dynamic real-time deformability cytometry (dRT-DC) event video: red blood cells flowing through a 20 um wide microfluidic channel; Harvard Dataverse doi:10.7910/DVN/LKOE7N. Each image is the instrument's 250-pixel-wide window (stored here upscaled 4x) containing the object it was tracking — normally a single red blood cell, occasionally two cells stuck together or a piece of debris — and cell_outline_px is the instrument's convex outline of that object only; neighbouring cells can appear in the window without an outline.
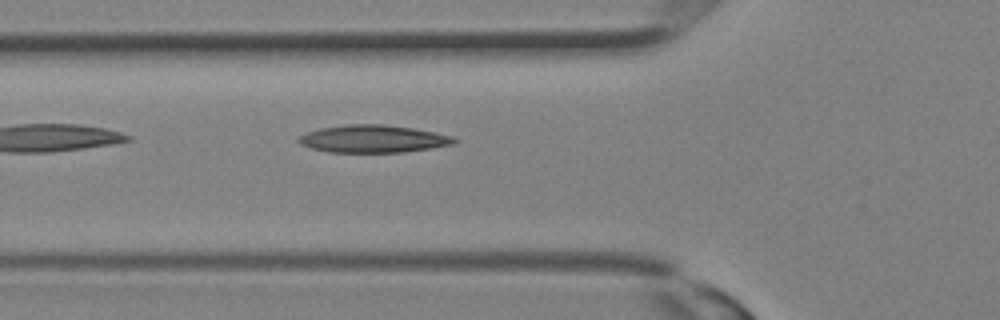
{"species": "Egyptian fruit bat (a non-hibernating species)", "species_latin": "Rousettus aegyptiacus", "temperature_condition": "room temperature", "stored_images_in_passage": 15, "camera_frame_rate_fps": 3000, "um_per_image_px": 0.085, "animal": {"sex": "female"}, "frame": {"image": 1, "passage_image": 11, "time_ms": 3.333, "image_size_px": [1000, 320], "cell_outline_px": [[460, 140], [452, 144], [432, 148], [404, 152], [328, 152], [312, 148], [300, 144], [296, 140], [304, 132], [320, 128], [344, 124], [380, 124], [412, 128], [456, 136]], "centroid_in_image_um": [31.72, 11.8], "position_along_channel_um": 94.1, "area_um2": 25.14}}
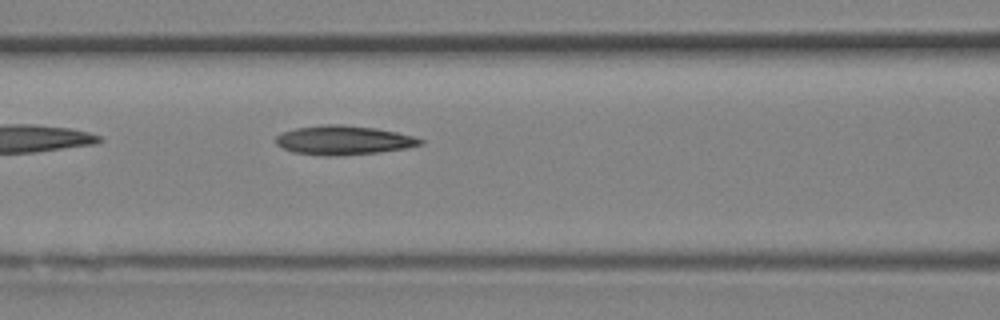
{"frame": {"image": 2, "passage_image": 13, "time_ms": 4.0, "image_size_px": [1000, 320], "cell_outline_px": [[424, 144], [408, 148], [380, 152], [340, 156], [324, 156], [292, 152], [276, 144], [276, 136], [284, 132], [296, 128], [320, 124], [344, 124], [376, 128], [396, 132], [412, 136], [424, 140]], "centroid_in_image_um": [29.22, 11.92], "position_along_channel_um": 137.4, "area_um2": 24.74}}
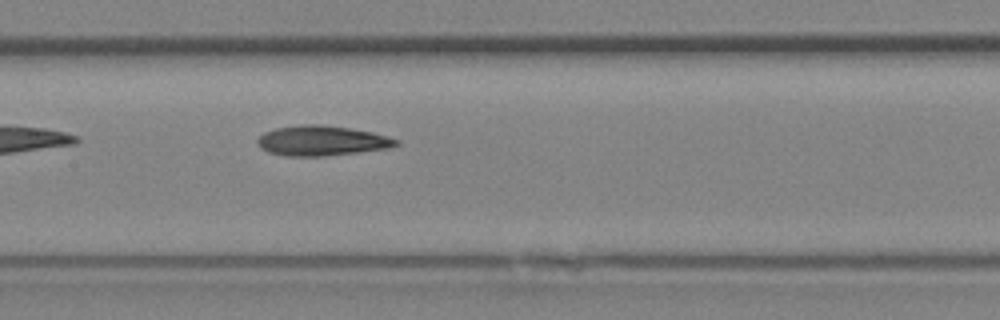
{"frame": {"image": 3, "passage_image": 15, "time_ms": 4.667, "image_size_px": [1000, 320], "cell_outline_px": [[400, 144], [388, 148], [324, 156], [288, 156], [268, 152], [260, 148], [256, 140], [264, 132], [276, 128], [304, 124], [320, 124], [348, 128], [372, 132], [388, 136], [400, 140]], "centroid_in_image_um": [27.35, 11.96], "position_along_channel_um": 180.1, "area_um2": 24.16}}